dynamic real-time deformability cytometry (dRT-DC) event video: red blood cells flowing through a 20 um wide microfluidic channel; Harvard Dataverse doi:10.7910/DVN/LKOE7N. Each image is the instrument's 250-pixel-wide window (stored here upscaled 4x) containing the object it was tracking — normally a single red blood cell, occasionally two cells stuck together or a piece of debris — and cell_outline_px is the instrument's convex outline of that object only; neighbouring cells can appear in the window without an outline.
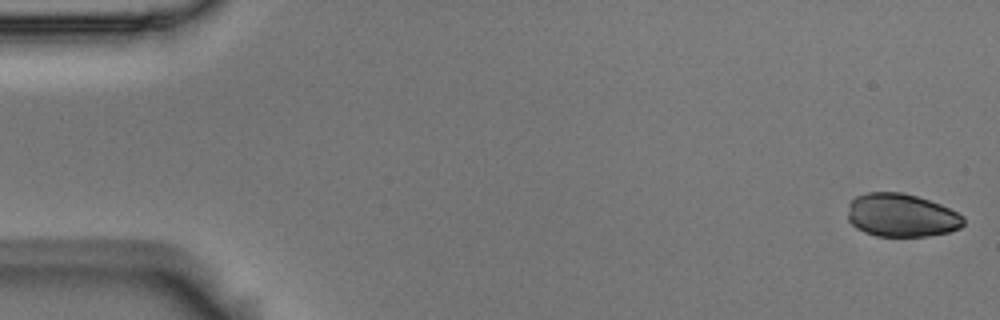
{"species": "Egyptian fruit bat (a non-hibernating species)", "species_latin": "Rousettus aegyptiacus", "temperature_condition": "room temperature", "stored_images_in_passage": 5, "camera_frame_rate_fps": 3000, "um_per_image_px": 0.085, "animal": {"sex": "male"}, "frame": {"image": 1, "passage_image": 1, "time_ms": 0.0, "image_size_px": [1000, 320], "cell_outline_px": [[964, 224], [960, 228], [948, 232], [928, 236], [876, 236], [864, 232], [856, 228], [848, 220], [848, 204], [856, 196], [868, 192], [904, 192], [940, 204], [964, 216]], "centroid_in_image_um": [76.6, 18.3], "position_along_channel_um": 8.4, "area_um2": 29.25}}